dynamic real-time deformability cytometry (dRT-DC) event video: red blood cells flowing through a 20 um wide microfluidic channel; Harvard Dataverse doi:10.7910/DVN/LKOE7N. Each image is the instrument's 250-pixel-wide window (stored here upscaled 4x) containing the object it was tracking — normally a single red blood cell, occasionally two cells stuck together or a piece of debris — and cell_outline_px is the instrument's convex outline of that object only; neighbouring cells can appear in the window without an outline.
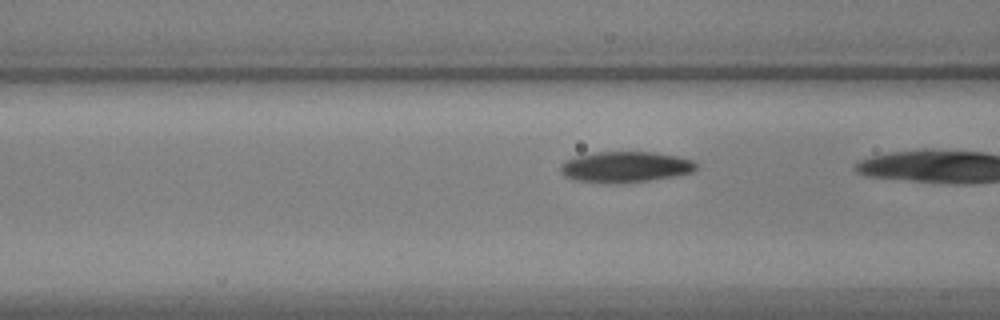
{"species": "common noctule bat (a hibernating species)", "species_latin": "Nyctalus noctula", "temperature_condition": "warm", "stored_images_in_passage": 20, "camera_frame_rate_fps": 3000, "um_per_image_px": 0.085, "animal": {"sex": "male", "body_mass_g": 17.9, "forearm_length_mm": 54.2}, "frame": {"image": 1, "passage_image": 19, "time_ms": 6.0, "image_size_px": [1000, 320], "cell_outline_px": [[696, 168], [692, 172], [672, 176], [648, 180], [576, 180], [564, 176], [560, 172], [560, 164], [564, 160], [576, 156], [596, 152], [652, 152], [676, 156], [692, 160], [696, 164]], "centroid_in_image_um": [53.13, 14.13], "position_along_channel_um": 113.5, "area_um2": 23.24}}